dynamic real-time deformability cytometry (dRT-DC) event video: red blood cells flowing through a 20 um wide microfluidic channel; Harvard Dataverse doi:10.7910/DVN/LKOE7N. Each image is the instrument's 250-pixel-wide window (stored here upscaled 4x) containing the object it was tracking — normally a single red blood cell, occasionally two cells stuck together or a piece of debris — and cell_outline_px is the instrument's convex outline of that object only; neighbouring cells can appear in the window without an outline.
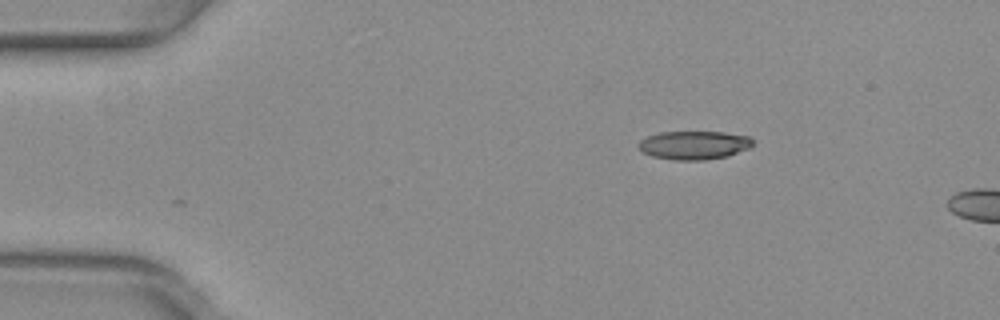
{"species": "common noctule bat (a hibernating species)", "species_latin": "Nyctalus noctula", "temperature_condition": "warm", "stored_images_in_passage": 5, "camera_frame_rate_fps": 3000, "um_per_image_px": 0.085, "animal": {"sex": "female", "body_mass_g": 29.2, "forearm_length_mm": 56.3}, "frame": {"image": 1, "passage_image": 1, "time_ms": 0.0, "image_size_px": [1000, 320], "cell_outline_px": [[752, 144], [748, 148], [728, 156], [704, 160], [672, 160], [652, 156], [644, 152], [636, 144], [640, 140], [648, 136], [660, 132], [724, 132], [752, 136]], "centroid_in_image_um": [58.99, 12.33], "position_along_channel_um": 26.0, "area_um2": 19.02}}